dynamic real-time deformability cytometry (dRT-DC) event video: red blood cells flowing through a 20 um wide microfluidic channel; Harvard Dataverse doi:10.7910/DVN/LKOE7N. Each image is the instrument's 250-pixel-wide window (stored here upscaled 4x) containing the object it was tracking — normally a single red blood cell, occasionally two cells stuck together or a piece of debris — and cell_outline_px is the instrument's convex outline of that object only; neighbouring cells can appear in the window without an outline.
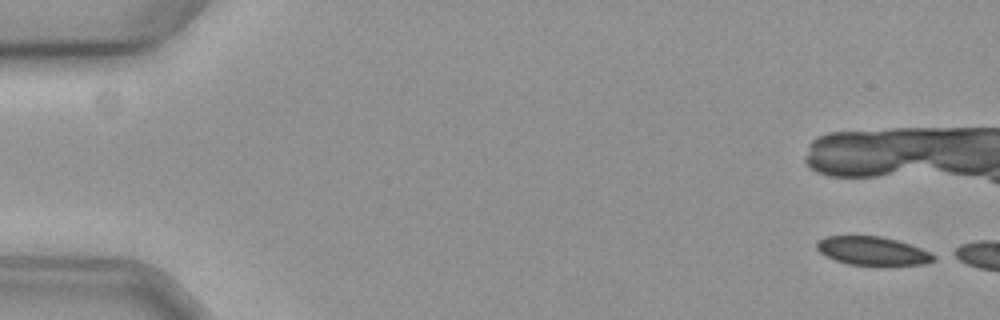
{"species": "common noctule bat (a hibernating species)", "species_latin": "Nyctalus noctula", "temperature_condition": "cold", "stored_images_in_passage": 13, "camera_frame_rate_fps": 3000, "um_per_image_px": 0.085, "animal": {"sex": "female", "body_mass_g": 19.3, "forearm_length_mm": 54.1}, "frame": {"image": 1, "passage_image": 1, "time_ms": 0.0, "image_size_px": [1000, 320], "cell_outline_px": [[936, 260], [924, 264], [880, 268], [848, 264], [836, 260], [820, 252], [816, 248], [816, 240], [824, 236], [880, 236], [896, 240], [920, 248], [936, 256]], "centroid_in_image_um": [74.18, 21.37], "position_along_channel_um": 10.8, "area_um2": 20.11}}